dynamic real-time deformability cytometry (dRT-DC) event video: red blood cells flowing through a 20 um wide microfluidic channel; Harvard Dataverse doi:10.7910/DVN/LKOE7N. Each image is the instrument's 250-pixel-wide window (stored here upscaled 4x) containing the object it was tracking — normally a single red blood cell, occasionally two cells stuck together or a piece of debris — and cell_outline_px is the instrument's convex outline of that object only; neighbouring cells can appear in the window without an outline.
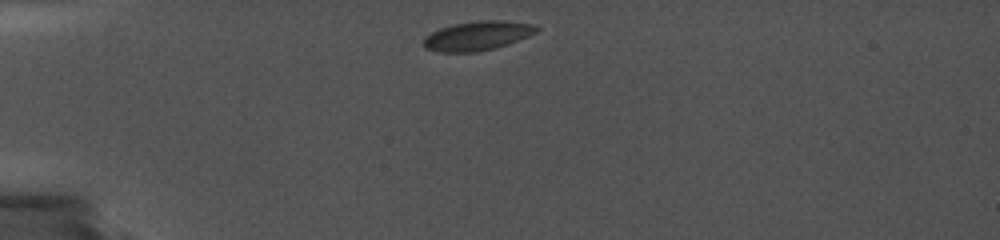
{"species": "common noctule bat (a hibernating species)", "species_latin": "Nyctalus noctula", "temperature_condition": "cold", "stored_images_in_passage": 46, "camera_frame_rate_fps": 5000, "um_per_image_px": 0.085, "animal": {"sex": "female", "body_mass_g": 19.0, "forearm_length_mm": 56.7}, "frame": {"image": 1, "passage_image": 1, "time_ms": 0.0, "image_size_px": [1000, 240], "cell_outline_px": [[540, 28], [536, 32], [528, 36], [492, 48], [476, 52], [436, 52], [424, 48], [424, 36], [440, 28], [452, 24], [480, 20], [504, 20], [536, 24]], "centroid_in_image_um": [40.56, 3.02], "position_along_channel_um": 44.4, "area_um2": 19.19}}
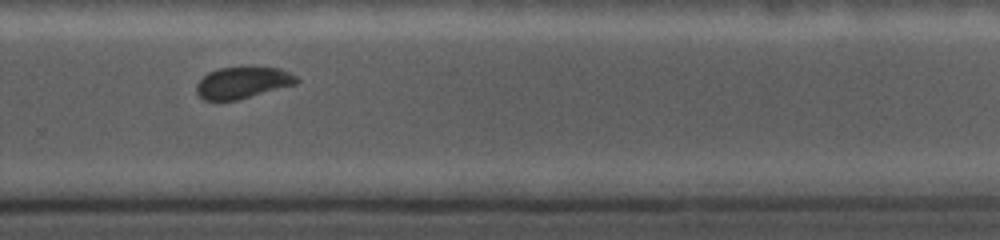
{"frame": {"image": 2, "passage_image": 33, "time_ms": 8.2, "image_size_px": [1000, 240], "cell_outline_px": [[300, 80], [296, 84], [236, 100], [204, 100], [196, 92], [196, 84], [208, 72], [220, 68], [280, 68], [296, 76]], "centroid_in_image_um": [20.61, 7.03], "position_along_channel_um": 309.2, "area_um2": 18.03}}
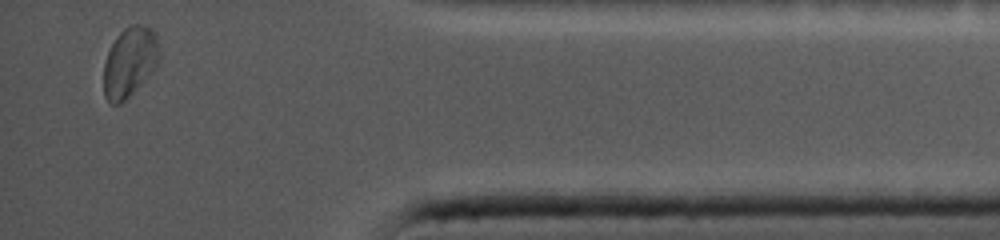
{"frame": {"image": 3, "passage_image": 45, "time_ms": 11.8, "image_size_px": [1000, 240], "cell_outline_px": [[160, 60], [156, 68], [120, 104], [108, 104], [104, 96], [104, 64], [108, 52], [116, 36], [124, 28], [132, 24], [144, 24], [152, 28], [156, 32], [160, 44]], "centroid_in_image_um": [11.06, 5.23], "position_along_channel_um": 424.1, "area_um2": 23.0}}